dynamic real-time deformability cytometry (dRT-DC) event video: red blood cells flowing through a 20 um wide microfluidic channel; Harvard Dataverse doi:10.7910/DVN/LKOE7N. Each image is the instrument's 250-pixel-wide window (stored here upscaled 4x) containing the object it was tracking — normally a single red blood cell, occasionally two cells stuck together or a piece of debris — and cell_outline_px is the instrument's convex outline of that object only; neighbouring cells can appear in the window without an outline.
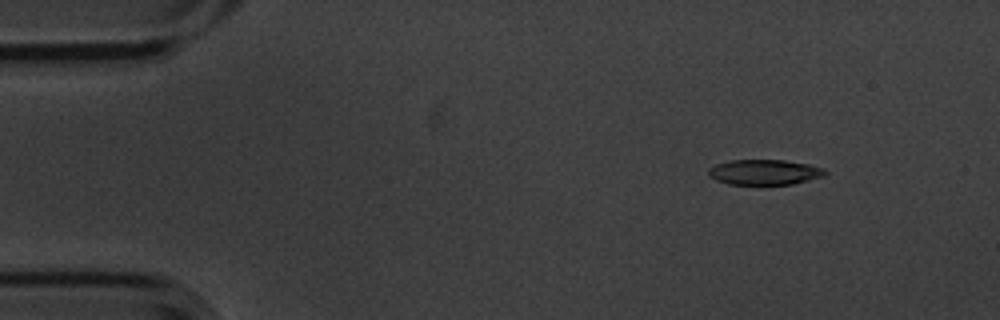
{"species": "common noctule bat (a hibernating species)", "species_latin": "Nyctalus noctula", "temperature_condition": "cold", "stored_images_in_passage": 6, "segment_of_instrument_passage": [2, 2], "camera_frame_rate_fps": 3000, "um_per_image_px": 0.085, "animal": {"sex": "male", "body_mass_g": 20.1, "forearm_length_mm": 53.5}, "frame": {"image": 1, "passage_image": 6, "time_ms": 1.667, "image_size_px": [1000, 320], "cell_outline_px": [[828, 172], [824, 176], [792, 184], [728, 184], [716, 180], [708, 176], [708, 168], [716, 164], [732, 160], [784, 160], [808, 164], [824, 168]], "centroid_in_image_um": [64.97, 14.63], "position_along_channel_um": 20.0, "area_um2": 17.17}}